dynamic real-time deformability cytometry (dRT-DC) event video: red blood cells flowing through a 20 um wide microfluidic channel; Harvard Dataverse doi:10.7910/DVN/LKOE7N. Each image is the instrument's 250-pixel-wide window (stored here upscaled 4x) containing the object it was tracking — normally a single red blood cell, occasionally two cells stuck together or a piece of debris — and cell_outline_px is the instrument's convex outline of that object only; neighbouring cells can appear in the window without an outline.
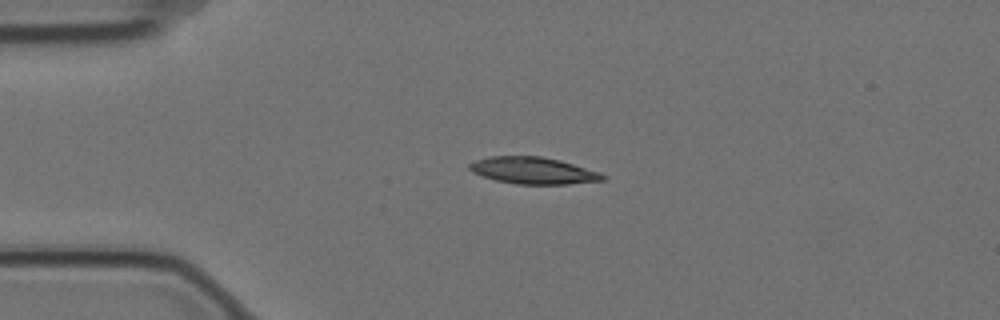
{"species": "Egyptian fruit bat (a non-hibernating species)", "species_latin": "Rousettus aegyptiacus", "temperature_condition": "cold", "stored_images_in_passage": 7, "camera_frame_rate_fps": 3000, "um_per_image_px": 0.085, "animal": {"sex": "female"}, "frame": {"image": 1, "passage_image": 1, "time_ms": 0.0, "image_size_px": [1000, 320], "cell_outline_px": [[608, 176], [604, 180], [568, 184], [516, 184], [496, 180], [472, 172], [468, 168], [468, 164], [476, 160], [492, 156], [540, 156], [560, 160], [600, 172]], "centroid_in_image_um": [45.34, 14.5], "position_along_channel_um": 39.7, "area_um2": 20.75}}
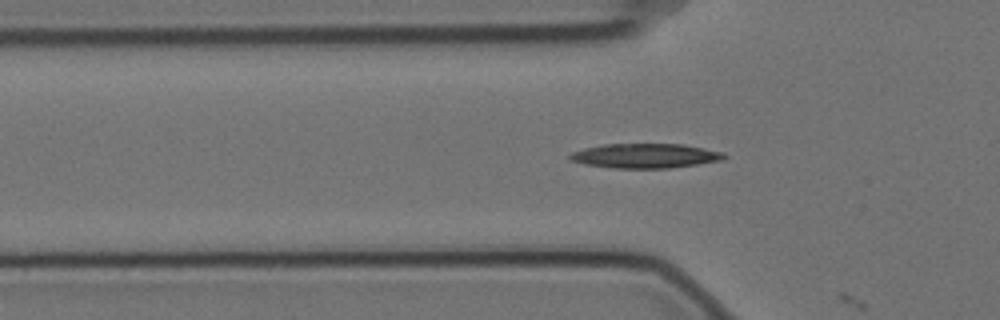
{"frame": {"image": 2, "passage_image": 6, "time_ms": 1.667, "image_size_px": [1000, 320], "cell_outline_px": [[728, 156], [724, 160], [668, 168], [616, 168], [584, 164], [568, 160], [568, 156], [572, 152], [584, 148], [604, 144], [684, 144], [724, 152]], "centroid_in_image_um": [54.85, 13.24], "position_along_channel_um": 70.9, "area_um2": 22.14}}